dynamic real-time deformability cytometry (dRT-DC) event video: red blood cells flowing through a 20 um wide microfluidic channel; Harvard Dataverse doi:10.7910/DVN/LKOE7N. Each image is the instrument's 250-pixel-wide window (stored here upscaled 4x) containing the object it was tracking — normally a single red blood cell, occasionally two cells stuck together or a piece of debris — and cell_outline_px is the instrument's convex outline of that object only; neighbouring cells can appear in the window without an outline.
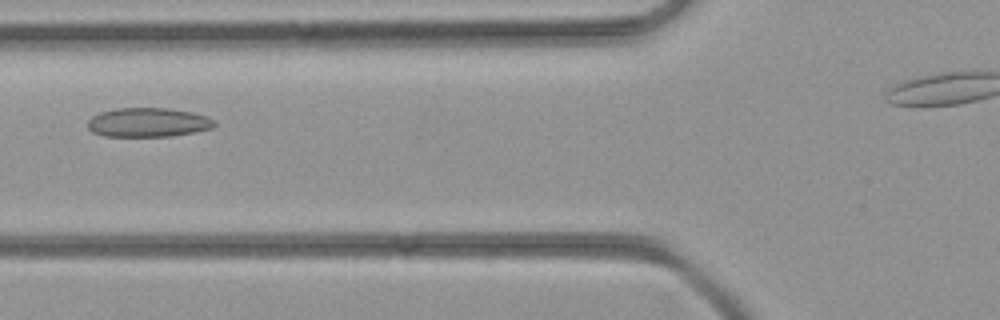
{"species": "common noctule bat (a hibernating species)", "species_latin": "Nyctalus noctula", "temperature_condition": "room temperature", "stored_images_in_passage": 34, "camera_frame_rate_fps": 3000, "um_per_image_px": 0.085, "animal": {"sex": "female", "body_mass_g": 21.9}, "frame": {"image": 1, "passage_image": 13, "time_ms": 4.0, "image_size_px": [1000, 320], "cell_outline_px": [[216, 124], [212, 128], [196, 132], [172, 136], [104, 136], [92, 132], [88, 128], [88, 120], [92, 116], [100, 112], [116, 108], [168, 108], [192, 112], [208, 116], [216, 120]], "centroid_in_image_um": [12.61, 10.4], "position_along_channel_um": 113.2, "area_um2": 21.73}}
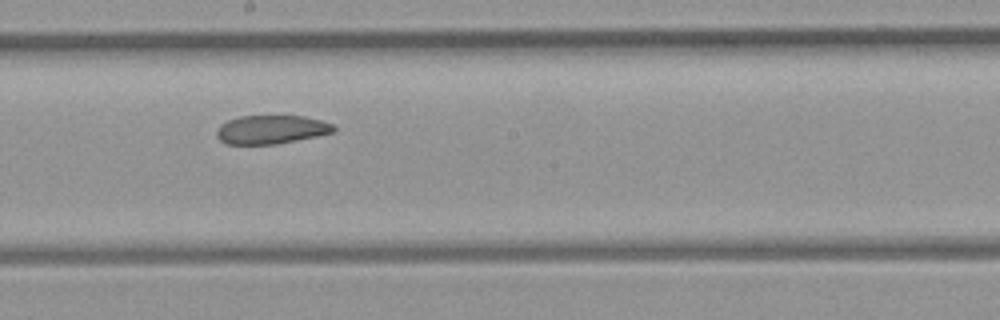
{"frame": {"image": 2, "passage_image": 20, "time_ms": 6.333, "image_size_px": [1000, 320], "cell_outline_px": [[336, 132], [276, 144], [224, 144], [216, 136], [216, 132], [220, 124], [228, 120], [240, 116], [304, 116], [320, 120], [332, 124], [336, 128]], "centroid_in_image_um": [23.04, 11.01], "position_along_channel_um": 225.2, "area_um2": 19.54}}
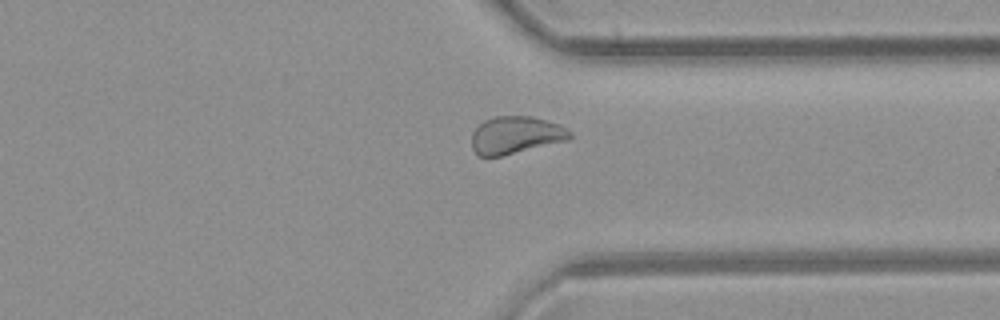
{"frame": {"image": 3, "passage_image": 29, "time_ms": 9.333, "image_size_px": [1000, 320], "cell_outline_px": [[572, 140], [500, 156], [476, 156], [472, 148], [472, 132], [484, 120], [496, 116], [532, 116], [560, 124], [572, 132]], "centroid_in_image_um": [43.87, 11.49], "position_along_channel_um": 367.5, "area_um2": 21.73}}